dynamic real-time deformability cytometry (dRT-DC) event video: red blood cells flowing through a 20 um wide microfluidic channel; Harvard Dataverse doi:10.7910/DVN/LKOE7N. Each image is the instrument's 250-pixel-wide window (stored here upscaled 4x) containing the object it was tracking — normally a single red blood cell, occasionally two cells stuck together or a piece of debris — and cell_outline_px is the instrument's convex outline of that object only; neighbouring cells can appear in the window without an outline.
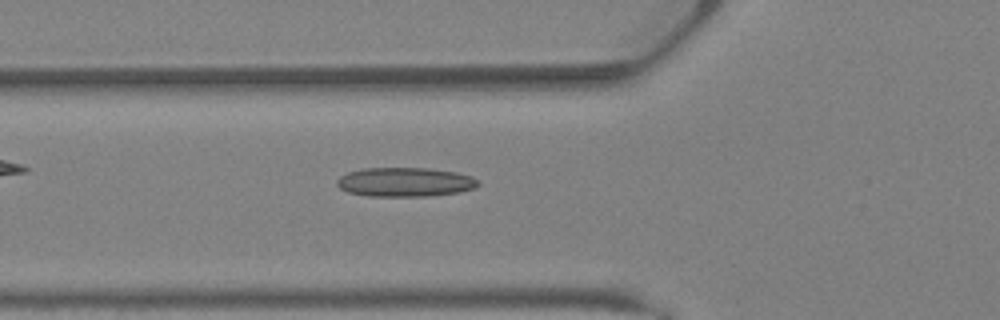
{"species": "Egyptian fruit bat (a non-hibernating species)", "species_latin": "Rousettus aegyptiacus", "temperature_condition": "warm", "stored_images_in_passage": 27, "camera_frame_rate_fps": 3000, "um_per_image_px": 0.085, "animal": {"sex": "female"}, "frame": {"image": 1, "passage_image": 4, "time_ms": 1.0, "image_size_px": [1000, 320], "cell_outline_px": [[480, 184], [472, 188], [460, 192], [428, 196], [368, 196], [348, 192], [340, 188], [336, 184], [336, 180], [340, 176], [348, 172], [364, 168], [428, 168], [456, 172], [472, 176], [480, 180]], "centroid_in_image_um": [34.43, 15.47], "position_along_channel_um": 91.4, "area_um2": 24.1}}
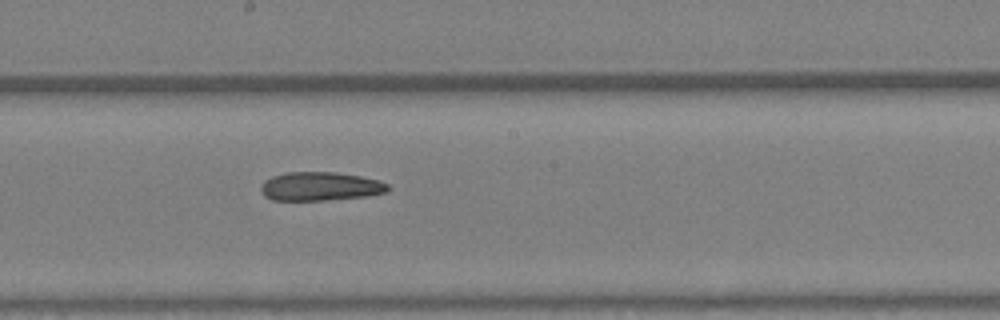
{"frame": {"image": 2, "passage_image": 11, "time_ms": 3.333, "image_size_px": [1000, 320], "cell_outline_px": [[392, 188], [388, 192], [368, 196], [324, 200], [272, 200], [264, 196], [260, 192], [260, 188], [264, 180], [272, 176], [288, 172], [336, 172], [360, 176], [380, 180], [388, 184]], "centroid_in_image_um": [27.24, 15.84], "position_along_channel_um": 221.0, "area_um2": 21.5}}
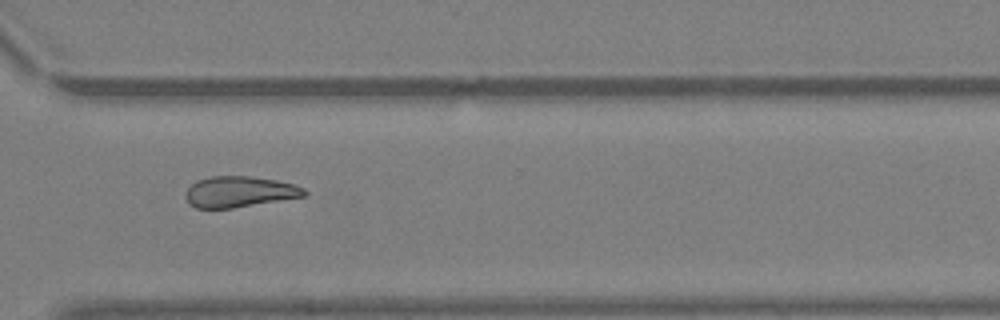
{"frame": {"image": 3, "passage_image": 18, "time_ms": 5.667, "image_size_px": [1000, 320], "cell_outline_px": [[308, 192], [304, 196], [232, 208], [196, 208], [188, 204], [184, 196], [188, 188], [196, 180], [212, 176], [248, 176], [276, 180], [292, 184], [304, 188]], "centroid_in_image_um": [20.3, 16.3], "position_along_channel_um": 350.3, "area_um2": 21.27}}